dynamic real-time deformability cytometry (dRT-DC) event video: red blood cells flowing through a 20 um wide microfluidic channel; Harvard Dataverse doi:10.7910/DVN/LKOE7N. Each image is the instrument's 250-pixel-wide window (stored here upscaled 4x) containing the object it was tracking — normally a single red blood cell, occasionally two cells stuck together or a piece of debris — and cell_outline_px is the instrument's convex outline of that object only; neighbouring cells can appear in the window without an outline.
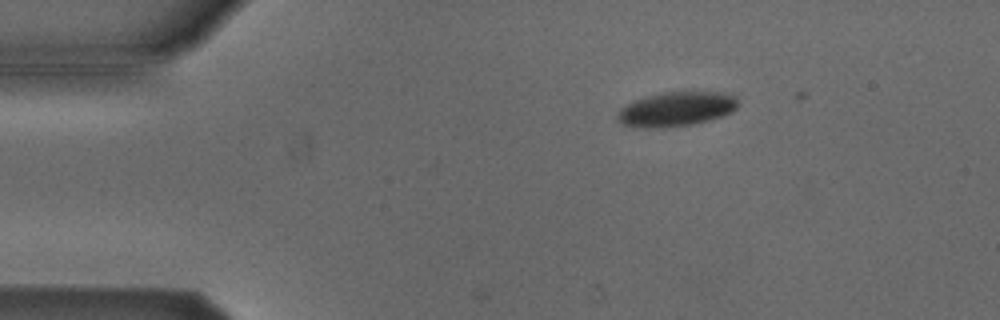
{"species": "Egyptian fruit bat (a non-hibernating species)", "species_latin": "Rousettus aegyptiacus", "temperature_condition": "cold", "stored_images_in_passage": 13, "camera_frame_rate_fps": 3000, "um_per_image_px": 0.085, "animal": {"sex": "male"}, "frame": {"image": 1, "passage_image": 2, "time_ms": 0.333, "image_size_px": [1000, 320], "cell_outline_px": [[736, 108], [732, 112], [708, 120], [692, 124], [664, 128], [640, 128], [620, 124], [616, 120], [616, 116], [620, 108], [636, 100], [660, 92], [684, 88], [724, 92], [736, 96]], "centroid_in_image_um": [57.48, 9.22], "position_along_channel_um": 27.5, "area_um2": 25.14}}
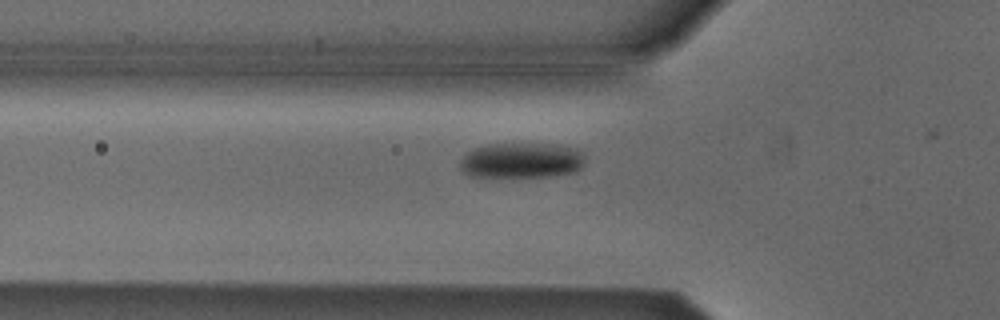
{"frame": {"image": 2, "passage_image": 11, "time_ms": 3.333, "image_size_px": [1000, 320], "cell_outline_px": [[584, 164], [576, 172], [548, 176], [468, 176], [460, 172], [460, 160], [468, 152], [476, 148], [488, 144], [552, 144], [576, 148], [584, 152]], "centroid_in_image_um": [44.34, 13.63], "position_along_channel_um": 81.5, "area_um2": 25.78}}